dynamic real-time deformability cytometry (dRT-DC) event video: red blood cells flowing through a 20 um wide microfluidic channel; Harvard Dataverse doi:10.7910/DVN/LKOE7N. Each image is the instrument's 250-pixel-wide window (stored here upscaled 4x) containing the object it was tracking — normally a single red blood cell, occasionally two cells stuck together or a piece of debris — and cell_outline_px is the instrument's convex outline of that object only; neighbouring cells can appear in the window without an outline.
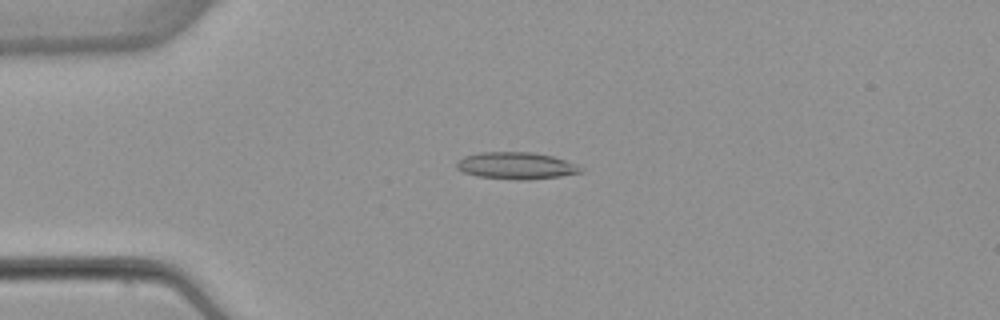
{"species": "common noctule bat (a hibernating species)", "species_latin": "Nyctalus noctula", "temperature_condition": "warm", "stored_images_in_passage": 53, "camera_frame_rate_fps": 3000, "um_per_image_px": 0.085, "animal": {"sex": "female", "body_mass_g": 22.7, "forearm_length_mm": 54.2}, "frame": {"image": 1, "passage_image": 13, "time_ms": 4.0, "image_size_px": [1000, 320], "cell_outline_px": [[584, 172], [560, 176], [528, 180], [516, 180], [476, 176], [464, 172], [456, 168], [456, 160], [464, 156], [480, 152], [532, 152], [552, 156], [576, 164], [584, 168]], "centroid_in_image_um": [43.87, 14.08], "position_along_channel_um": 41.1, "area_um2": 19.65}}
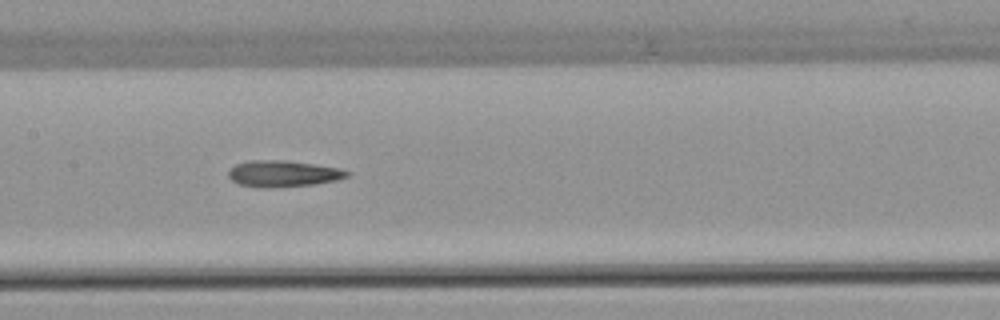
{"frame": {"image": 2, "passage_image": 26, "time_ms": 8.333, "image_size_px": [1000, 320], "cell_outline_px": [[352, 172], [348, 176], [336, 180], [316, 184], [268, 188], [260, 188], [240, 184], [232, 180], [228, 176], [228, 168], [236, 164], [248, 160], [284, 160], [316, 164], [340, 168]], "centroid_in_image_um": [24.06, 14.75], "position_along_channel_um": 183.3, "area_um2": 18.44}}
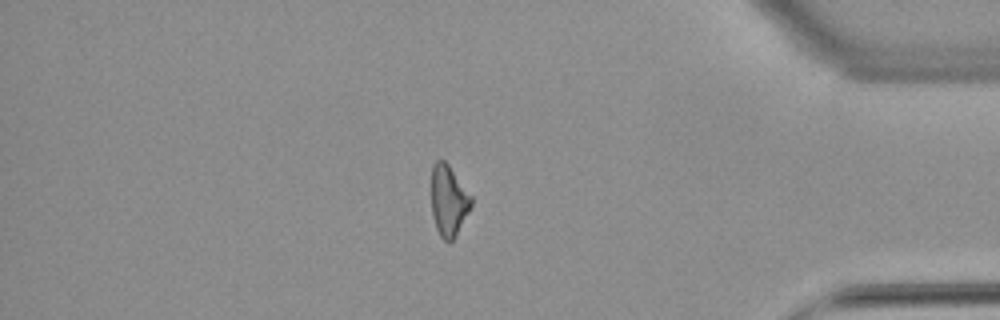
{"frame": {"image": 3, "passage_image": 45, "time_ms": 14.667, "image_size_px": [1000, 320], "cell_outline_px": [[472, 204], [456, 236], [448, 244], [440, 236], [436, 228], [432, 216], [432, 164], [436, 160], [444, 160], [448, 164], [472, 196]], "centroid_in_image_um": [38.12, 17.07], "position_along_channel_um": 397.1, "area_um2": 16.47}, "authors_computed_cell_mechanics": {"area_um2": 17.9758, "velocity_mm_per_s": 3.9004, "shape_relaxation_time_tau1_ms": null, "shape_relaxation_time_tau2_ms": 8.229, "deformation_change_tau1": null, "deformation_change_tau2": 0.223}}